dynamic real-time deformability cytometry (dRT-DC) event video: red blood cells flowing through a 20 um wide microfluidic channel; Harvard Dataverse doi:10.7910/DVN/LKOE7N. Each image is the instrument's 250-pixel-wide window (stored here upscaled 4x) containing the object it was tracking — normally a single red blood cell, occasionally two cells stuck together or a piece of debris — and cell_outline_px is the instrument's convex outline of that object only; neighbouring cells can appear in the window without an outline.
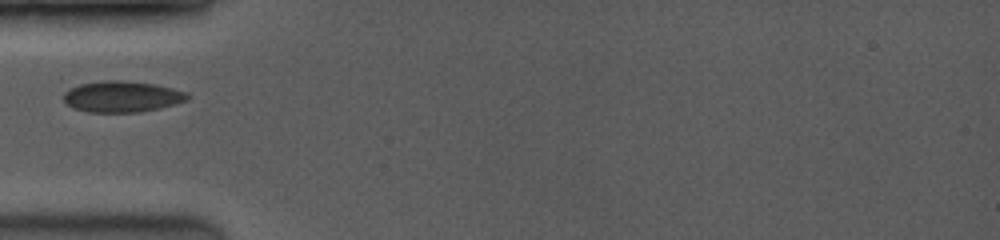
{"species": "common noctule bat (a hibernating species)", "species_latin": "Nyctalus noctula", "temperature_condition": "room temperature", "stored_images_in_passage": 20, "camera_frame_rate_fps": 3500, "um_per_image_px": 0.085, "animal": {"sex": "female", "body_mass_g": 19.0, "forearm_length_mm": 53.3}, "frame": {"image": 1, "passage_image": 1, "time_ms": 0.0, "image_size_px": [1000, 240], "cell_outline_px": [[192, 96], [188, 100], [176, 104], [160, 108], [140, 112], [88, 112], [72, 108], [64, 100], [64, 92], [80, 84], [104, 80], [120, 80], [152, 84], [172, 88], [188, 92]], "centroid_in_image_um": [10.41, 8.22], "position_along_channel_um": 74.6, "area_um2": 22.48}}
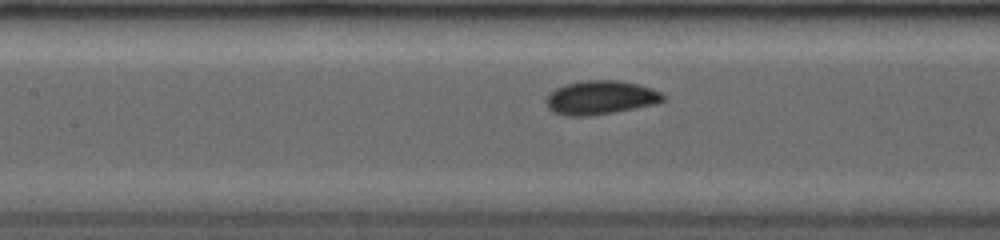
{"frame": {"image": 2, "passage_image": 14, "time_ms": 2.0, "image_size_px": [1000, 240], "cell_outline_px": [[664, 100], [656, 104], [612, 112], [588, 116], [564, 116], [552, 112], [548, 108], [548, 96], [556, 88], [568, 84], [584, 80], [620, 80], [652, 88], [660, 92], [664, 96]], "centroid_in_image_um": [51.06, 8.3], "position_along_channel_um": 156.3, "area_um2": 22.77}}
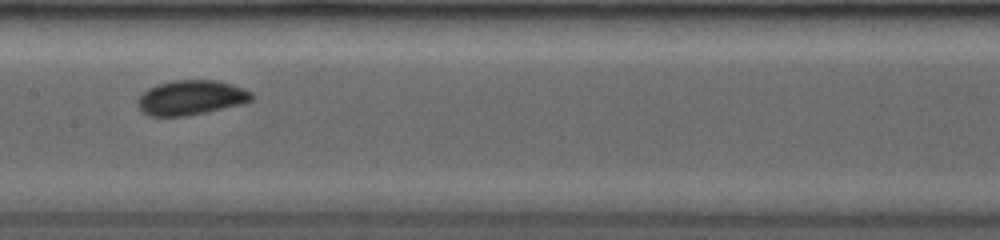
{"frame": {"image": 3, "passage_image": 19, "time_ms": 2.857, "image_size_px": [1000, 240], "cell_outline_px": [[252, 100], [240, 104], [204, 112], [184, 116], [148, 116], [140, 112], [136, 104], [136, 100], [148, 88], [156, 84], [172, 80], [216, 80], [232, 84], [252, 92]], "centroid_in_image_um": [16.16, 8.29], "position_along_channel_um": 191.2, "area_um2": 23.06}}